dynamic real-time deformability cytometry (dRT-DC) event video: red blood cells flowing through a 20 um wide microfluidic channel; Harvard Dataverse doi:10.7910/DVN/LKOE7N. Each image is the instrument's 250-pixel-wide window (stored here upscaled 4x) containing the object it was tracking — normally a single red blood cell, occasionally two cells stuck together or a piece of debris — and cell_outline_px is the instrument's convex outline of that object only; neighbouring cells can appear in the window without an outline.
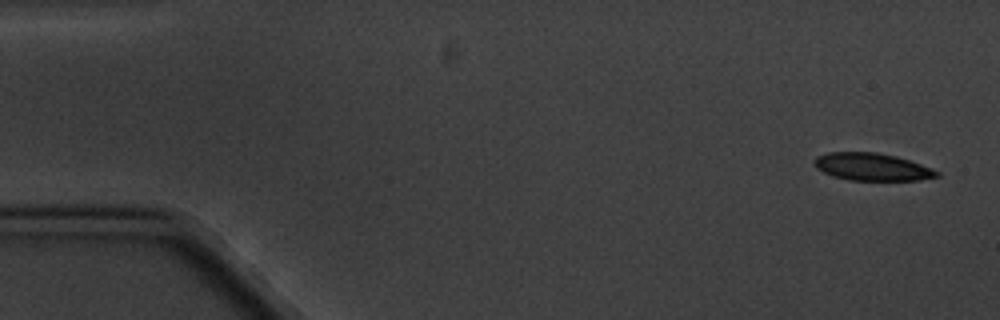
{"species": "common noctule bat (a hibernating species)", "species_latin": "Nyctalus noctula", "temperature_condition": "cold", "stored_images_in_passage": 5, "camera_frame_rate_fps": 3000, "um_per_image_px": 0.085, "animal": {"sex": "male", "body_mass_g": 20.1, "forearm_length_mm": 53.5}, "frame": {"image": 1, "passage_image": 1, "time_ms": 0.0, "image_size_px": [1000, 320], "cell_outline_px": [[940, 176], [920, 180], [848, 180], [832, 176], [816, 168], [812, 160], [816, 156], [828, 152], [876, 152], [896, 156], [932, 168], [940, 172]], "centroid_in_image_um": [74.1, 14.18], "position_along_channel_um": 10.9, "area_um2": 19.71}}
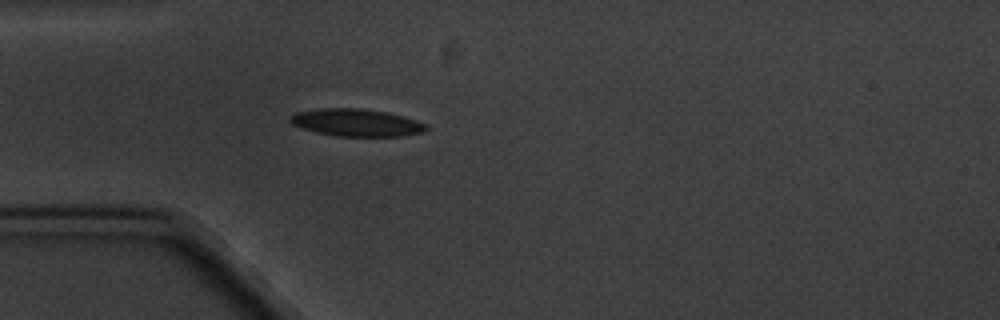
{"frame": {"image": 2, "passage_image": 5, "time_ms": 4.667, "image_size_px": [1000, 320], "cell_outline_px": [[428, 128], [424, 132], [400, 136], [336, 136], [316, 132], [300, 128], [292, 124], [288, 120], [288, 116], [296, 112], [320, 108], [360, 108], [388, 112], [404, 116], [416, 120], [424, 124]], "centroid_in_image_um": [30.24, 10.41], "position_along_channel_um": 54.8, "area_um2": 21.85}}